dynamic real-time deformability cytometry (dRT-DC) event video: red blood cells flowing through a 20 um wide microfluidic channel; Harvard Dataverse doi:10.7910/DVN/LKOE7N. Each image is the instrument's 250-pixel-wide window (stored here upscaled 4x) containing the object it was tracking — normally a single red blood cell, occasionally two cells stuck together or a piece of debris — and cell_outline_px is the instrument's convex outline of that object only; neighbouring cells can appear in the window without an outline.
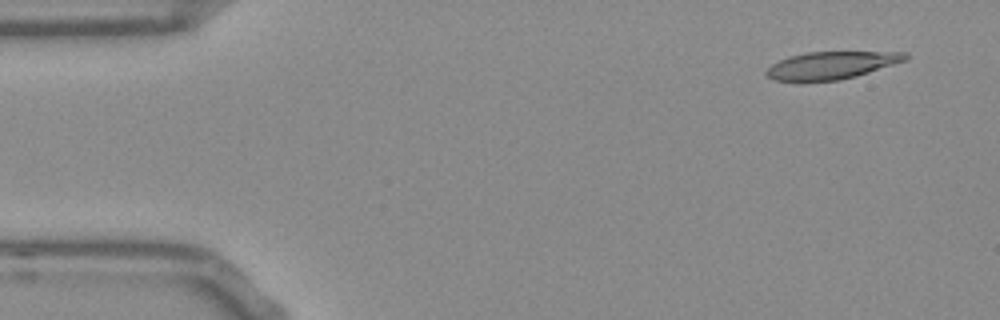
{"species": "Egyptian fruit bat (a non-hibernating species)", "species_latin": "Rousettus aegyptiacus", "temperature_condition": "room temperature", "stored_images_in_passage": 50, "camera_frame_rate_fps": 3000, "um_per_image_px": 0.085, "frame": {"image": 1, "passage_image": 1, "time_ms": 0.0, "image_size_px": [1000, 320], "cell_outline_px": [[908, 60], [856, 76], [840, 80], [776, 80], [768, 76], [764, 72], [772, 64], [788, 56], [808, 52], [908, 52]], "centroid_in_image_um": [70.72, 5.53], "position_along_channel_um": 14.3, "area_um2": 21.96}}
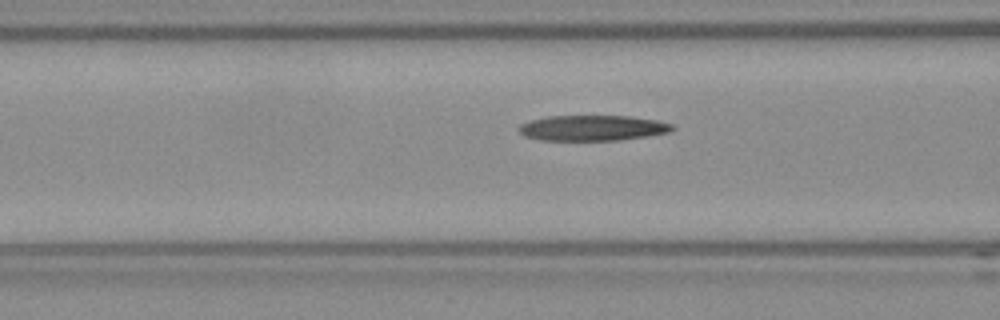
{"frame": {"image": 2, "passage_image": 17, "time_ms": 5.333, "image_size_px": [1000, 320], "cell_outline_px": [[676, 128], [668, 132], [648, 136], [620, 140], [540, 140], [524, 136], [516, 128], [520, 124], [532, 120], [548, 116], [632, 116], [656, 120], [672, 124]], "centroid_in_image_um": [50.36, 10.88], "position_along_channel_um": 116.2, "area_um2": 22.83}}
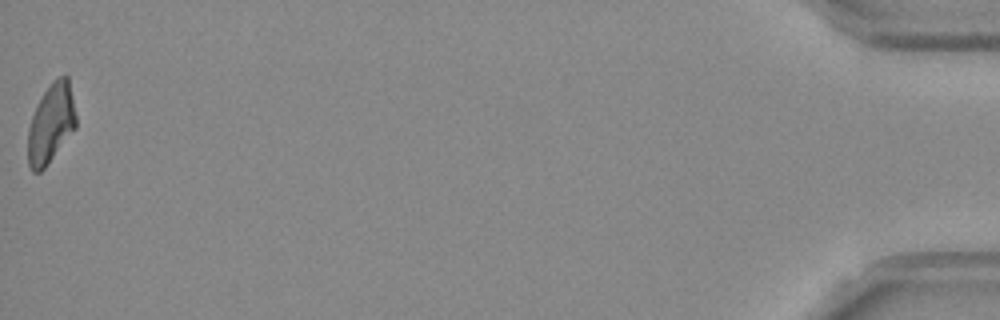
{"frame": {"image": 3, "passage_image": 50, "time_ms": 16.333, "image_size_px": [1000, 320], "cell_outline_px": [[76, 128], [48, 164], [40, 172], [32, 172], [28, 164], [28, 128], [36, 104], [52, 80], [60, 76], [68, 76], [76, 116]], "centroid_in_image_um": [4.33, 10.51], "position_along_channel_um": 430.9, "area_um2": 22.25}}